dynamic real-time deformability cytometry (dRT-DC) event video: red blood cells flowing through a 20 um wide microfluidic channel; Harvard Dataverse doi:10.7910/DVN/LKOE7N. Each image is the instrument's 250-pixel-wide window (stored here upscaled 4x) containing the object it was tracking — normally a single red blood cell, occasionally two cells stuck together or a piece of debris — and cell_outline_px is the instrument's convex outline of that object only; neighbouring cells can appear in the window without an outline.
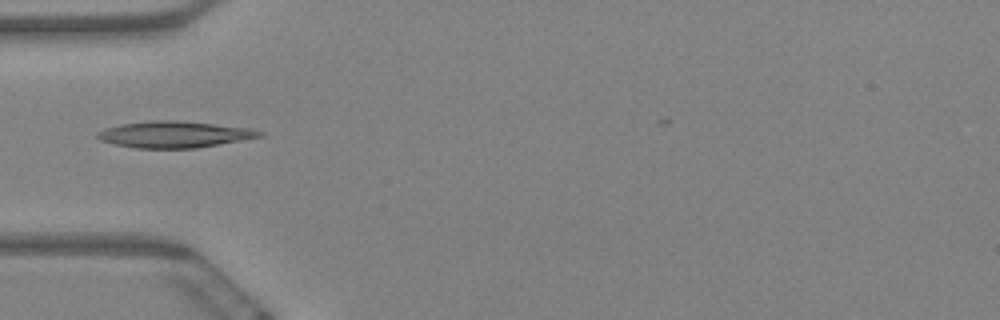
{"species": "Egyptian fruit bat (a non-hibernating species)", "species_latin": "Rousettus aegyptiacus", "temperature_condition": "warm", "stored_images_in_passage": 9, "camera_frame_rate_fps": 3000, "um_per_image_px": 0.085, "animal": {"sex": "female"}, "frame": {"image": 1, "passage_image": 6, "time_ms": 1.667, "image_size_px": [1000, 320], "cell_outline_px": [[264, 136], [196, 148], [136, 148], [112, 144], [100, 140], [96, 136], [96, 132], [104, 128], [120, 124], [152, 120], [176, 120], [248, 128], [260, 132]], "centroid_in_image_um": [14.72, 11.43], "position_along_channel_um": 70.3, "area_um2": 24.8}}
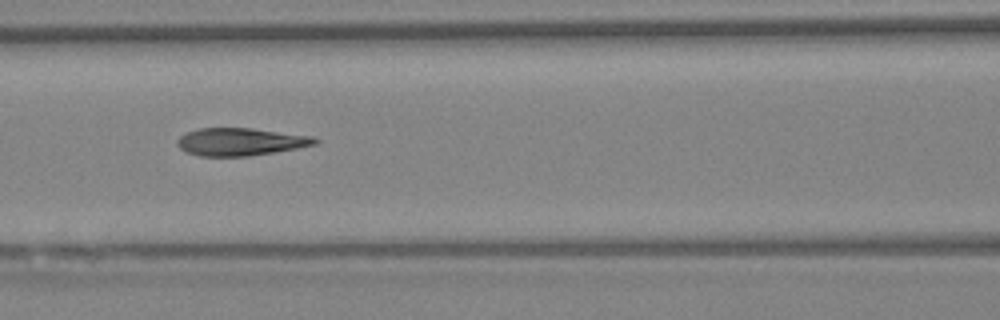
{"frame": {"image": 2, "passage_image": 8, "time_ms": 2.333, "image_size_px": [1000, 320], "cell_outline_px": [[320, 140], [316, 144], [296, 148], [248, 156], [200, 156], [184, 152], [176, 144], [176, 140], [180, 136], [188, 132], [200, 128], [252, 128], [312, 136]], "centroid_in_image_um": [20.4, 12.05], "position_along_channel_um": 146.2, "area_um2": 22.08}}
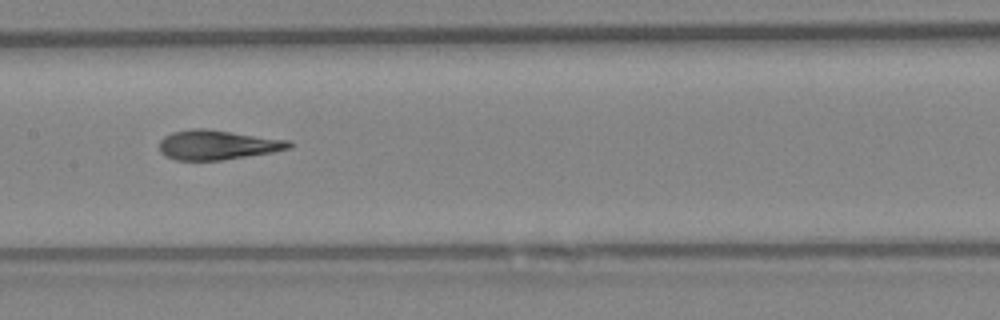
{"frame": {"image": 3, "passage_image": 9, "time_ms": 2.667, "image_size_px": [1000, 320], "cell_outline_px": [[292, 148], [272, 152], [224, 160], [176, 160], [164, 156], [160, 152], [160, 140], [164, 136], [172, 132], [192, 128], [204, 128], [292, 140]], "centroid_in_image_um": [18.5, 12.31], "position_along_channel_um": 188.9, "area_um2": 22.6}}